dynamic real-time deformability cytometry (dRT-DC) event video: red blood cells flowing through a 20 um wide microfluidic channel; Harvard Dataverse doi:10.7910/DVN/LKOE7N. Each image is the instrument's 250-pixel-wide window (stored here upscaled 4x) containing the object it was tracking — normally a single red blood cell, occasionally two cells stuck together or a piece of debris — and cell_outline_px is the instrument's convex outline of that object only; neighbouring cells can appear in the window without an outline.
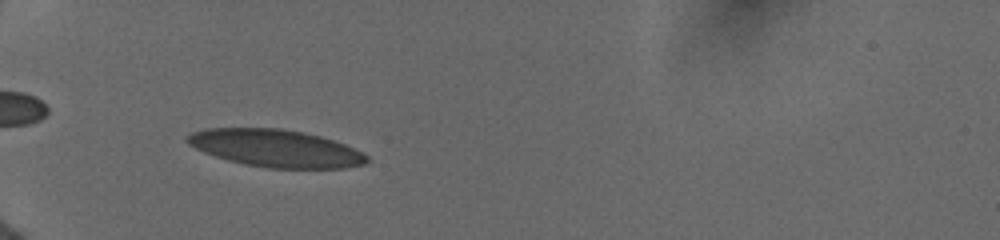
{"species": "human", "species_latin": "Homo sapiens", "temperature_condition": "cold", "stored_images_in_passage": 71, "camera_frame_rate_fps": 3000, "um_per_image_px": 0.085, "donor": {"sex": "female"}, "frame": {"image": 1, "passage_image": 21, "time_ms": 3.667, "image_size_px": [1000, 240], "cell_outline_px": [[368, 160], [364, 164], [344, 168], [268, 168], [244, 164], [228, 160], [204, 152], [188, 144], [184, 140], [184, 136], [192, 132], [208, 128], [280, 128], [304, 132], [320, 136], [344, 144], [368, 156]], "centroid_in_image_um": [23.39, 12.6], "position_along_channel_um": 61.6, "area_um2": 39.02}}
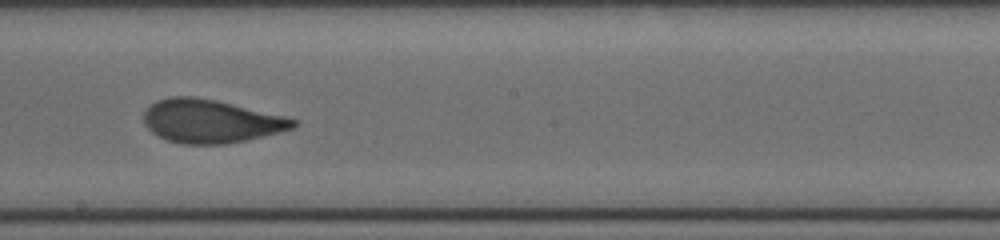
{"frame": {"image": 2, "passage_image": 50, "time_ms": 8.333, "image_size_px": [1000, 240], "cell_outline_px": [[300, 124], [292, 128], [244, 140], [224, 144], [180, 144], [168, 140], [152, 132], [144, 124], [144, 112], [156, 100], [168, 96], [192, 96], [216, 100], [288, 116], [300, 120]], "centroid_in_image_um": [17.93, 10.28], "position_along_channel_um": 230.3, "area_um2": 37.74}}
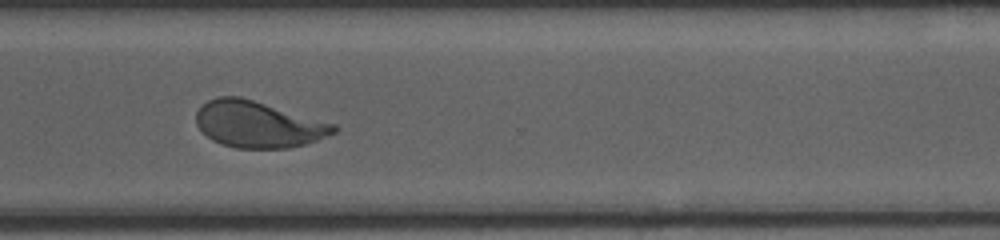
{"frame": {"image": 3, "passage_image": 70, "time_ms": 11.333, "image_size_px": [1000, 240], "cell_outline_px": [[336, 132], [316, 140], [304, 144], [288, 148], [236, 148], [212, 140], [196, 124], [196, 112], [208, 100], [216, 96], [240, 96], [336, 124]], "centroid_in_image_um": [21.93, 10.56], "position_along_channel_um": 348.7, "area_um2": 36.88}}